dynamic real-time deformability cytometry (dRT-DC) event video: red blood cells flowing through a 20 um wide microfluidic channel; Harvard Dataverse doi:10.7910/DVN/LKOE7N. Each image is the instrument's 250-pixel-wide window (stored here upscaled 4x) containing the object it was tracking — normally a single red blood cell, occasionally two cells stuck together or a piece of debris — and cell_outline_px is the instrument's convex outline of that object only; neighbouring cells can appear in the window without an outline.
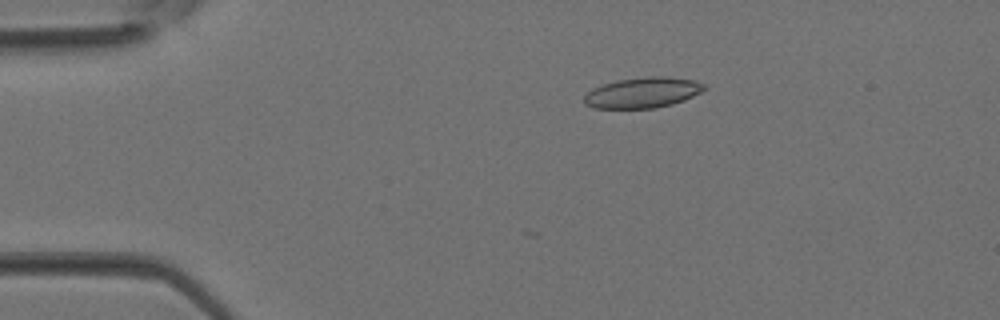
{"species": "Egyptian fruit bat (a non-hibernating species)", "species_latin": "Rousettus aegyptiacus", "temperature_condition": "room temperature", "stored_images_in_passage": 5, "camera_frame_rate_fps": 3000, "um_per_image_px": 0.085, "animal": {"sex": "female"}, "frame": {"image": 1, "passage_image": 2, "time_ms": 0.333, "image_size_px": [1000, 320], "cell_outline_px": [[708, 88], [684, 100], [672, 104], [656, 108], [592, 108], [584, 104], [584, 96], [592, 88], [604, 84], [620, 80], [652, 76], [668, 76], [696, 80], [704, 84]], "centroid_in_image_um": [54.65, 7.87], "position_along_channel_um": 30.4, "area_um2": 21.39}}
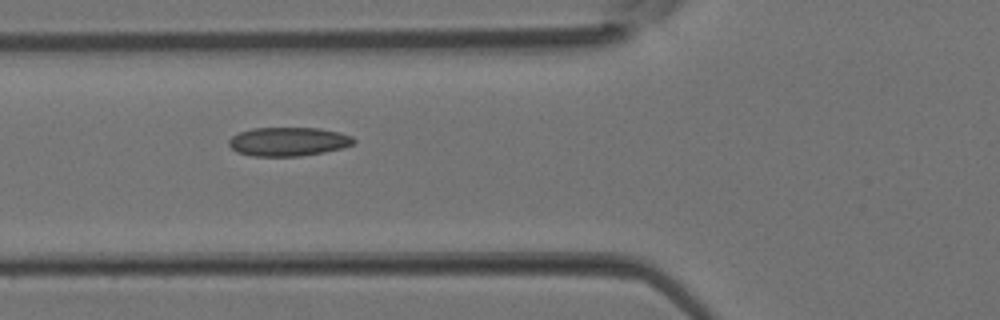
{"frame": {"image": 2, "passage_image": 4, "time_ms": 1.0, "image_size_px": [1000, 320], "cell_outline_px": [[356, 140], [352, 144], [340, 148], [324, 152], [300, 156], [252, 156], [236, 152], [228, 144], [228, 140], [232, 136], [240, 132], [252, 128], [320, 128], [340, 132], [352, 136]], "centroid_in_image_um": [24.49, 12.03], "position_along_channel_um": 101.3, "area_um2": 20.98}}
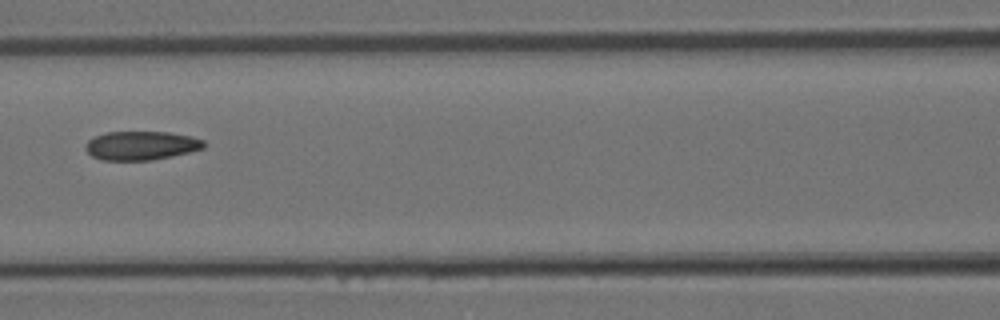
{"frame": {"image": 3, "passage_image": 5, "time_ms": 1.333, "image_size_px": [1000, 320], "cell_outline_px": [[204, 148], [172, 156], [152, 160], [100, 160], [92, 156], [84, 148], [84, 144], [88, 140], [104, 132], [168, 132], [192, 136], [204, 140]], "centroid_in_image_um": [11.97, 12.37], "position_along_channel_um": 154.6, "area_um2": 19.94}}